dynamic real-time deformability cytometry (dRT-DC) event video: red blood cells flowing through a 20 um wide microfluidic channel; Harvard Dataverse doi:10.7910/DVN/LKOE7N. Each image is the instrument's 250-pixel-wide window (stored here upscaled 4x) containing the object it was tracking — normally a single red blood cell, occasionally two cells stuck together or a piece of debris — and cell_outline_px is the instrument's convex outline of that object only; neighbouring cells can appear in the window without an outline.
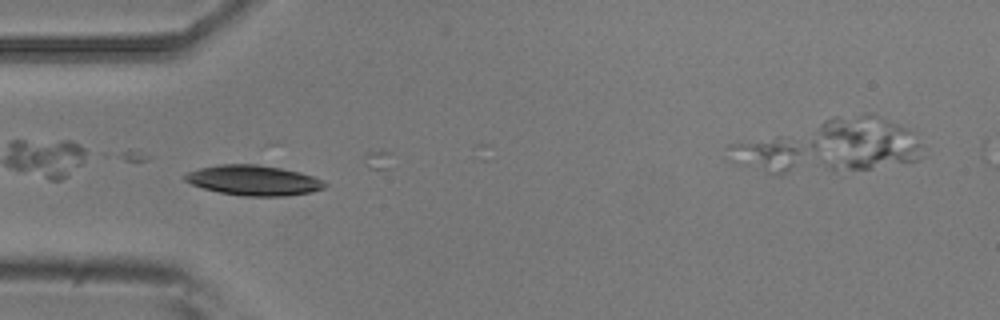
{"species": "common noctule bat (a hibernating species)", "species_latin": "Nyctalus noctula", "temperature_condition": "room temperature", "stored_images_in_passage": 7, "camera_frame_rate_fps": 3000, "um_per_image_px": 0.085, "animal": {"sex": "male", "body_mass_g": 20.5, "forearm_length_mm": 52.5}, "frame": {"image": 1, "passage_image": 2, "time_ms": 0.333, "image_size_px": [1000, 320], "cell_outline_px": [[328, 184], [324, 188], [312, 192], [284, 196], [244, 196], [220, 192], [204, 188], [192, 184], [184, 180], [184, 176], [188, 172], [200, 168], [220, 164], [256, 164], [280, 168], [300, 172], [324, 180]], "centroid_in_image_um": [21.59, 15.33], "position_along_channel_um": 63.4, "area_um2": 24.45}}
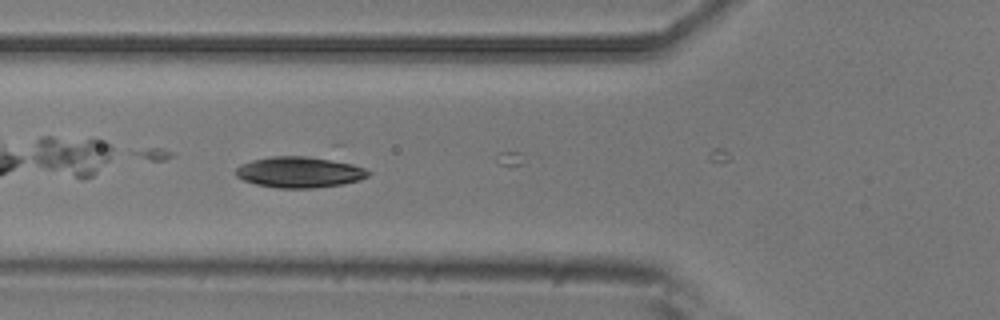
{"frame": {"image": 2, "passage_image": 5, "time_ms": 1.333, "image_size_px": [1000, 320], "cell_outline_px": [[372, 172], [368, 176], [360, 180], [344, 184], [312, 188], [276, 188], [256, 184], [244, 180], [236, 176], [236, 168], [240, 164], [252, 160], [272, 156], [308, 156], [340, 160], [364, 168]], "centroid_in_image_um": [25.48, 14.62], "position_along_channel_um": 100.3, "area_um2": 24.16}}